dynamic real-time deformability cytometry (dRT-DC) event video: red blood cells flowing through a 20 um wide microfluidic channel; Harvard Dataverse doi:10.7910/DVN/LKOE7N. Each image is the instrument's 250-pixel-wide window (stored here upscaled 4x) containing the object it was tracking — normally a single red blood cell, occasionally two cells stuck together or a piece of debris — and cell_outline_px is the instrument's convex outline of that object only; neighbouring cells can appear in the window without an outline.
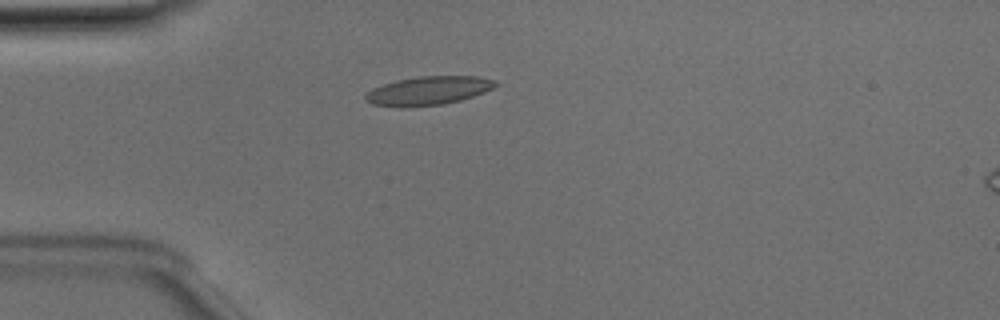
{"species": "Egyptian fruit bat (a non-hibernating species)", "species_latin": "Rousettus aegyptiacus", "temperature_condition": "room temperature", "stored_images_in_passage": 4, "camera_frame_rate_fps": 3000, "um_per_image_px": 0.085, "animal": {"sex": "male"}, "frame": {"image": 1, "passage_image": 3, "time_ms": 0.667, "image_size_px": [1000, 320], "cell_outline_px": [[500, 84], [484, 92], [460, 100], [444, 104], [404, 108], [400, 108], [372, 104], [364, 100], [364, 96], [372, 88], [396, 80], [420, 76], [476, 76], [496, 80]], "centroid_in_image_um": [36.39, 7.72], "position_along_channel_um": 48.6, "area_um2": 21.91}}